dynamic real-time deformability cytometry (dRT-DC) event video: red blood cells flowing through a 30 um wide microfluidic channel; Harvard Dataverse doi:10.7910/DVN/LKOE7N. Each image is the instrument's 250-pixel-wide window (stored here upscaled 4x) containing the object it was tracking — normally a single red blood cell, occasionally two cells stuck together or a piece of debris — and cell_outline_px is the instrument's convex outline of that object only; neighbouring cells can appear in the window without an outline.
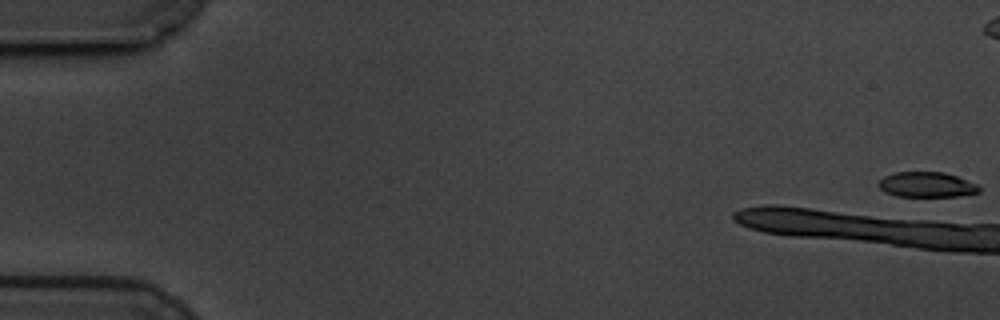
{"species": "common noctule bat (a hibernating species)", "species_latin": "Nyctalus noctula", "temperature_condition": "cold", "stored_images_in_passage": 3, "camera_frame_rate_fps": 3000, "um_per_image_px": 0.085, "animal": {"sex": "male", "body_mass_g": 19.5, "forearm_length_mm": 54.6}, "frame": {"image": 1, "passage_image": 1, "time_ms": 0.0, "image_size_px": [1000, 320], "cell_outline_px": [[980, 192], [956, 196], [896, 196], [884, 192], [876, 184], [884, 176], [896, 172], [944, 172], [956, 176], [976, 184], [980, 188]], "centroid_in_image_um": [78.73, 15.69], "position_along_channel_um": 6.3, "area_um2": 14.68}}